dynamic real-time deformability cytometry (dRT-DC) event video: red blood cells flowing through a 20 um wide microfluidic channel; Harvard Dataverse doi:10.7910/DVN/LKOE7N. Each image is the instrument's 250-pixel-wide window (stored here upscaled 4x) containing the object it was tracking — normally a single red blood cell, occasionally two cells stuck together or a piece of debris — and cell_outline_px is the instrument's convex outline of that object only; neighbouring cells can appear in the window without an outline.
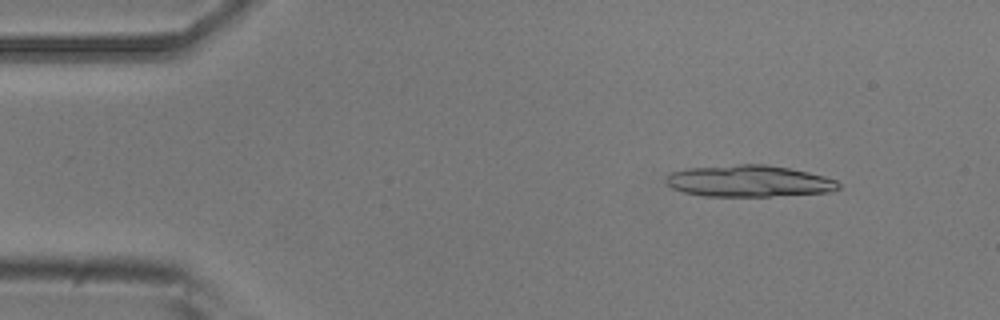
{"species": "common noctule bat (a hibernating species)", "species_latin": "Nyctalus noctula", "temperature_condition": "room temperature", "stored_images_in_passage": 17, "camera_frame_rate_fps": 3000, "um_per_image_px": 0.085, "animal": {"sex": "male", "body_mass_g": 20.5, "forearm_length_mm": 52.5}, "frame": {"image": 1, "passage_image": 1, "time_ms": 0.0, "image_size_px": [1000, 320], "cell_outline_px": [[840, 188], [832, 192], [768, 196], [704, 196], [684, 192], [672, 188], [664, 180], [672, 172], [684, 168], [736, 164], [768, 164], [792, 168], [824, 176], [836, 180], [840, 184]], "centroid_in_image_um": [63.67, 15.38], "position_along_channel_um": 21.3, "area_um2": 32.02}}